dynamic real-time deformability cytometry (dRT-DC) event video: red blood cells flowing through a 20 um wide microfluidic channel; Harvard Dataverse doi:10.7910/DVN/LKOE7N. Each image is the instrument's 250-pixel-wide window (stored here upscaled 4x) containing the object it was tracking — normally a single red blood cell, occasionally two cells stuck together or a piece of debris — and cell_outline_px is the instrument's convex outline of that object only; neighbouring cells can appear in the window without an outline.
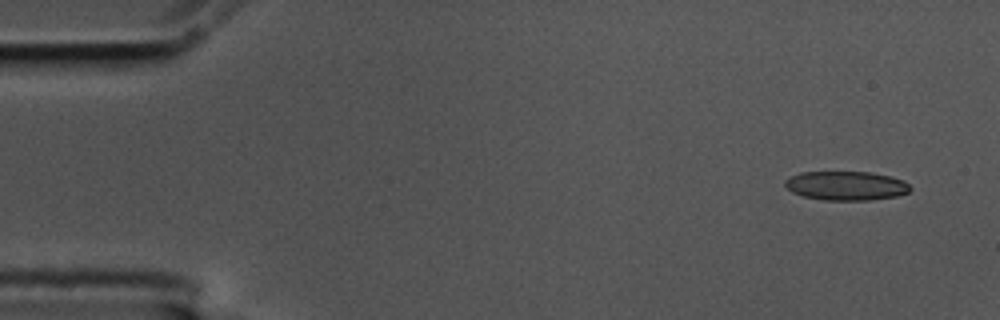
{"species": "common noctule bat (a hibernating species)", "species_latin": "Nyctalus noctula", "temperature_condition": "cold", "stored_images_in_passage": 6, "camera_frame_rate_fps": 3000, "um_per_image_px": 0.085, "animal": {"sex": "male", "body_mass_g": 17.5, "forearm_length_mm": 52.3}, "frame": {"image": 1, "passage_image": 1, "time_ms": 0.0, "image_size_px": [1000, 320], "cell_outline_px": [[912, 188], [908, 192], [896, 196], [872, 200], [824, 200], [804, 196], [792, 192], [784, 184], [784, 180], [800, 172], [872, 172], [904, 180]], "centroid_in_image_um": [71.93, 15.78], "position_along_channel_um": 13.1, "area_um2": 21.15}}
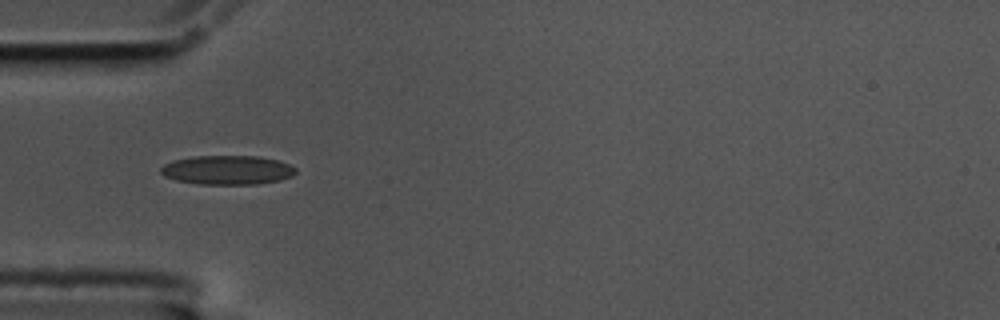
{"frame": {"image": 2, "passage_image": 5, "time_ms": 1.333, "image_size_px": [1000, 320], "cell_outline_px": [[296, 172], [292, 176], [280, 180], [256, 184], [200, 184], [176, 180], [164, 176], [160, 172], [160, 168], [164, 164], [172, 160], [192, 156], [256, 156], [276, 160], [288, 164], [296, 168]], "centroid_in_image_um": [19.29, 14.45], "position_along_channel_um": 65.7, "area_um2": 22.89}}